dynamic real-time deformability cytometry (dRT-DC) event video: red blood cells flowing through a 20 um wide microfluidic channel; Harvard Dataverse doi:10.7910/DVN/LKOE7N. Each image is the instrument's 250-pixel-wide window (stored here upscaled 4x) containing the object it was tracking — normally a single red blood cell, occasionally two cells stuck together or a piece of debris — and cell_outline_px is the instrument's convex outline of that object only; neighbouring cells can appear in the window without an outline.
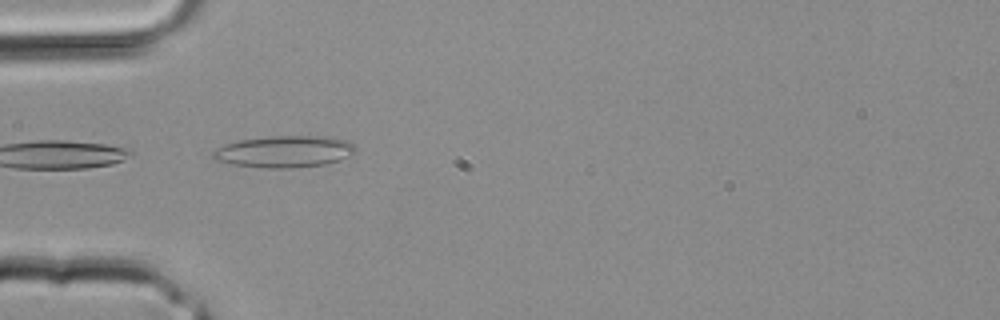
{"species": "common noctule bat (a hibernating species)", "species_latin": "Nyctalus noctula", "temperature_condition": "room temperature", "stored_images_in_passage": 2, "camera_frame_rate_fps": 3000, "um_per_image_px": 0.085, "animal": {"sex": "male", "body_mass_g": 20.4}, "frame": {"image": 1, "passage_image": 1, "time_ms": 0.0, "image_size_px": [1000, 320], "cell_outline_px": [[356, 152], [340, 160], [328, 164], [292, 168], [264, 168], [232, 164], [212, 160], [212, 152], [216, 148], [224, 144], [240, 140], [272, 136], [328, 136], [348, 140], [356, 148]], "centroid_in_image_um": [24.17, 12.89], "position_along_channel_um": 60.8, "area_um2": 26.65}}
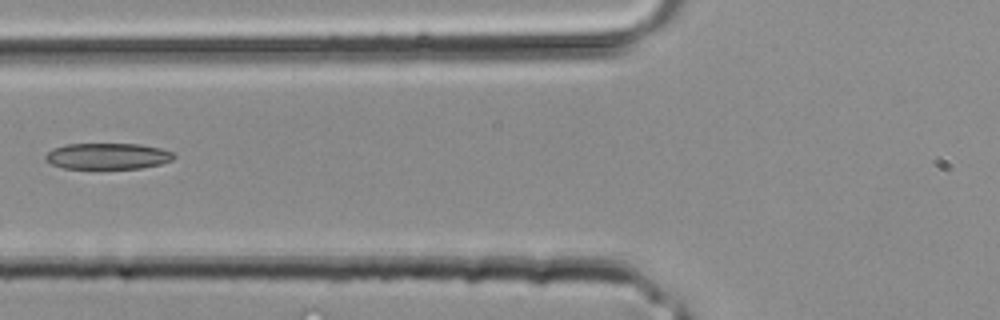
{"frame": {"image": 2, "passage_image": 2, "time_ms": 0.333, "image_size_px": [1000, 320], "cell_outline_px": [[176, 156], [172, 160], [160, 164], [140, 168], [64, 168], [52, 164], [44, 160], [44, 156], [52, 148], [68, 144], [140, 144], [160, 148], [172, 152]], "centroid_in_image_um": [9.14, 13.26], "position_along_channel_um": 116.7, "area_um2": 19.48}}